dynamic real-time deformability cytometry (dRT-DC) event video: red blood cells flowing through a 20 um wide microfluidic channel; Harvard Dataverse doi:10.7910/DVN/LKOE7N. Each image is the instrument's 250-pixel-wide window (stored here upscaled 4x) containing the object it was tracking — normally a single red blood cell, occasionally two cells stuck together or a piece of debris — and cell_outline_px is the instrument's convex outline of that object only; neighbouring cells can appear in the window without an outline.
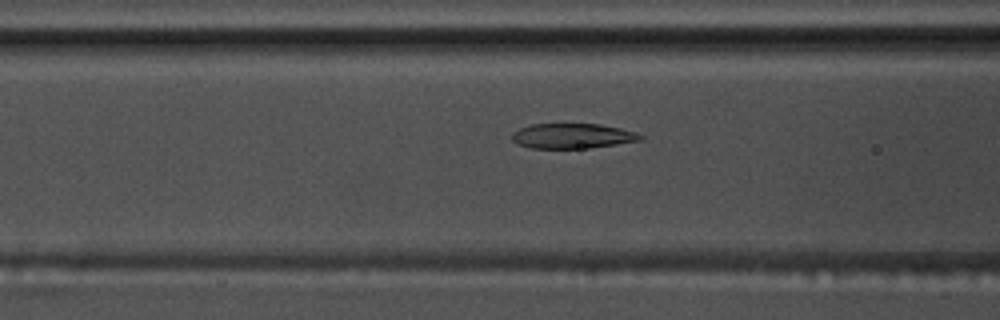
{"species": "common noctule bat (a hibernating species)", "species_latin": "Nyctalus noctula", "temperature_condition": "warm", "stored_images_in_passage": 57, "camera_frame_rate_fps": 3000, "um_per_image_px": 0.085, "animal": {"sex": "male", "body_mass_g": 17.5, "forearm_length_mm": 52.3}, "frame": {"image": 1, "passage_image": 23, "time_ms": 7.333, "image_size_px": [1000, 320], "cell_outline_px": [[644, 140], [588, 148], [532, 148], [520, 144], [512, 140], [512, 132], [520, 128], [532, 124], [600, 124], [620, 128], [636, 132], [644, 136]], "centroid_in_image_um": [48.69, 11.55], "position_along_channel_um": 117.9, "area_um2": 18.67}}
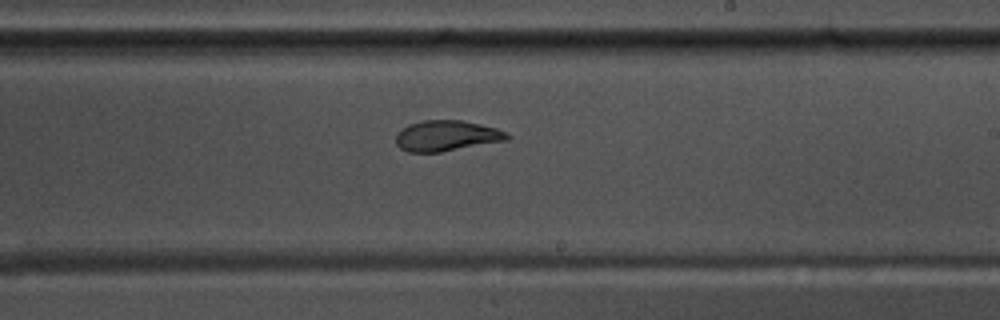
{"frame": {"image": 2, "passage_image": 34, "time_ms": 11.0, "image_size_px": [1000, 320], "cell_outline_px": [[512, 136], [508, 140], [440, 152], [408, 152], [400, 148], [396, 144], [396, 132], [400, 128], [408, 124], [420, 120], [460, 120], [480, 124], [496, 128]], "centroid_in_image_um": [37.92, 11.53], "position_along_channel_um": 251.1, "area_um2": 20.0}}
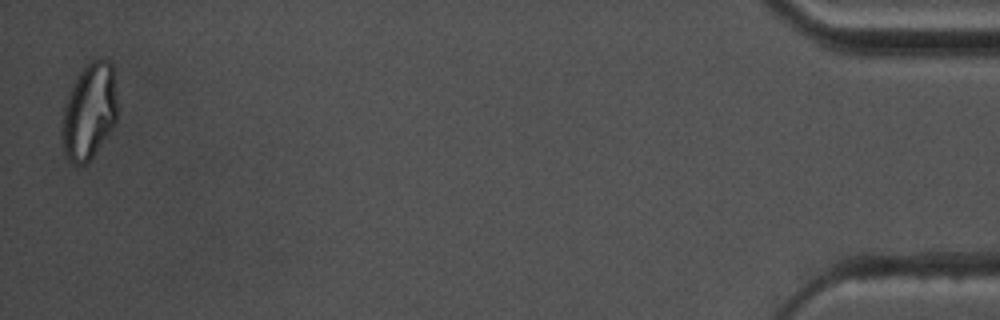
{"frame": {"image": 3, "passage_image": 56, "time_ms": 18.333, "image_size_px": [1000, 320], "cell_outline_px": [[116, 124], [92, 156], [84, 164], [72, 164], [68, 160], [64, 152], [60, 136], [60, 128], [64, 104], [80, 72], [92, 60], [108, 60], [112, 64], [116, 96]], "centroid_in_image_um": [7.56, 9.52], "position_along_channel_um": 427.6, "area_um2": 30.81}, "authors_computed_cell_mechanics": {"area_um2": 21.3282, "velocity_mm_per_s": 3.6442, "shape_relaxation_time_tau1_ms": 5.7666, "shape_relaxation_time_tau2_ms": 1.6096, "deformation_change_tau1": 0.2081, "deformation_change_tau2": 0.0813}}